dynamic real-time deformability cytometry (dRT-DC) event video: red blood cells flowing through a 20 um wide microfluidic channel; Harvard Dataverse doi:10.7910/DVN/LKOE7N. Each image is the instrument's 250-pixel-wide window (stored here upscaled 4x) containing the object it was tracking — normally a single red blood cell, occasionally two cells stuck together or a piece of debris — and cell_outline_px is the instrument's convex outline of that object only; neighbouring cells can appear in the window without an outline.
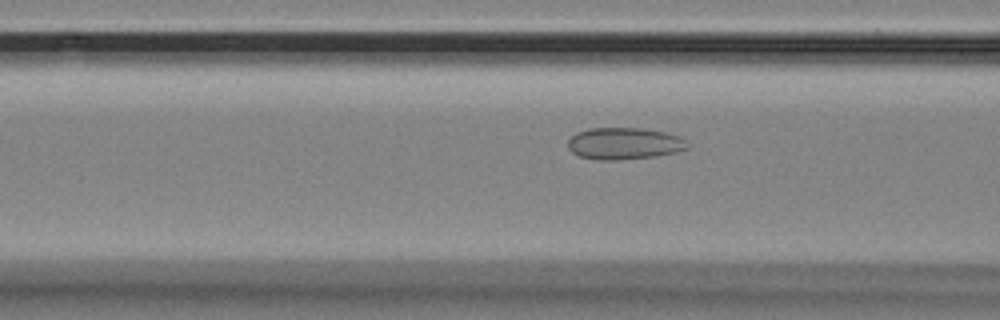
{"species": "Egyptian fruit bat (a non-hibernating species)", "species_latin": "Rousettus aegyptiacus", "temperature_condition": "room temperature", "stored_images_in_passage": 43, "camera_frame_rate_fps": 3000, "um_per_image_px": 0.085, "animal": {"sex": "female"}, "frame": {"image": 1, "passage_image": 13, "time_ms": 4.0, "image_size_px": [1000, 320], "cell_outline_px": [[688, 148], [676, 152], [656, 156], [616, 160], [600, 160], [580, 156], [572, 152], [568, 148], [568, 140], [576, 132], [588, 128], [644, 128], [664, 132], [680, 136], [688, 144]], "centroid_in_image_um": [53.05, 12.19], "position_along_channel_um": 113.6, "area_um2": 22.2}}
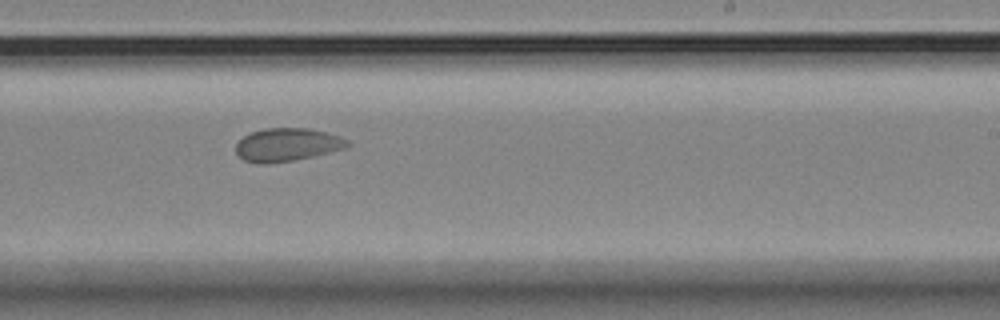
{"frame": {"image": 2, "passage_image": 26, "time_ms": 8.333, "image_size_px": [1000, 320], "cell_outline_px": [[352, 144], [344, 148], [312, 156], [292, 160], [264, 164], [260, 164], [244, 160], [236, 152], [236, 144], [244, 136], [252, 132], [264, 128], [308, 128], [340, 136], [348, 140]], "centroid_in_image_um": [24.4, 12.29], "position_along_channel_um": 264.6, "area_um2": 21.27}}
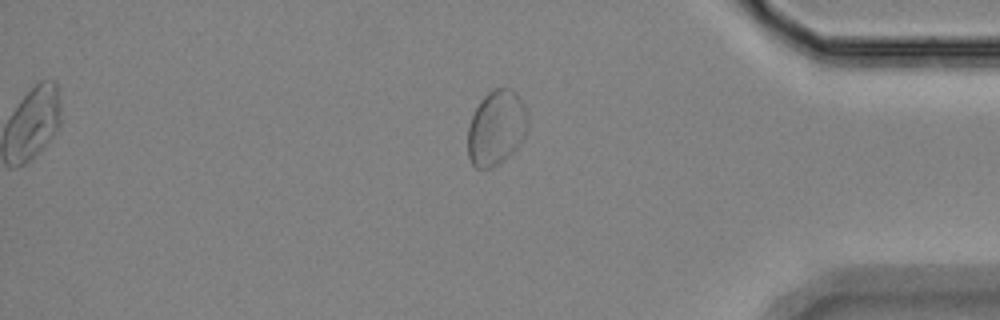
{"frame": {"image": 3, "passage_image": 39, "time_ms": 12.667, "image_size_px": [1000, 320], "cell_outline_px": [[528, 128], [524, 136], [516, 148], [504, 160], [488, 168], [476, 168], [472, 164], [468, 156], [468, 128], [472, 116], [480, 100], [492, 88], [512, 88], [516, 92], [524, 104], [528, 112]], "centroid_in_image_um": [42.2, 10.83], "position_along_channel_um": 393.0, "area_um2": 26.3}}